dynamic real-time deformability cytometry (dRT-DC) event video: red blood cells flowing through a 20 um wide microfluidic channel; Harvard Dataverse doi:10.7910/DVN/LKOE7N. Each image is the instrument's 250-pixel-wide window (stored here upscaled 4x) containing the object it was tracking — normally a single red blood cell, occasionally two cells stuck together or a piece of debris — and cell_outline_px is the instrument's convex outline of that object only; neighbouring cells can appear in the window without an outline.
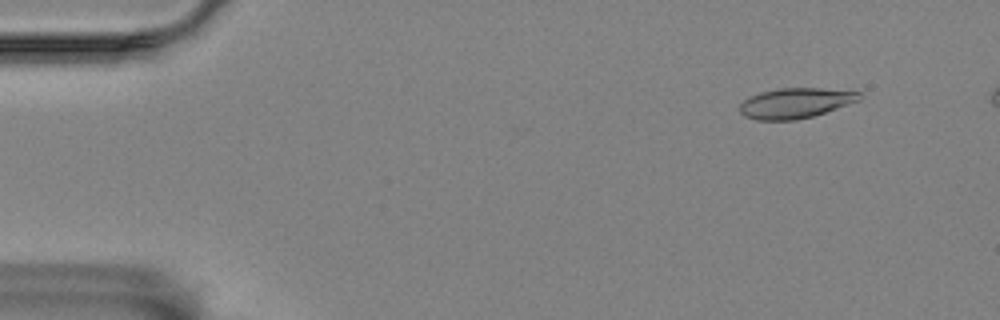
{"species": "Egyptian fruit bat (a non-hibernating species)", "species_latin": "Rousettus aegyptiacus", "temperature_condition": "room temperature", "stored_images_in_passage": 21, "camera_frame_rate_fps": 3000, "um_per_image_px": 0.085, "animal": {"sex": "female"}, "frame": {"image": 1, "passage_image": 6, "time_ms": 1.667, "image_size_px": [1000, 320], "cell_outline_px": [[860, 100], [812, 116], [796, 120], [756, 120], [744, 116], [740, 112], [740, 104], [748, 96], [760, 92], [776, 88], [820, 88], [860, 92]], "centroid_in_image_um": [67.55, 8.76], "position_along_channel_um": 17.4, "area_um2": 20.98}}
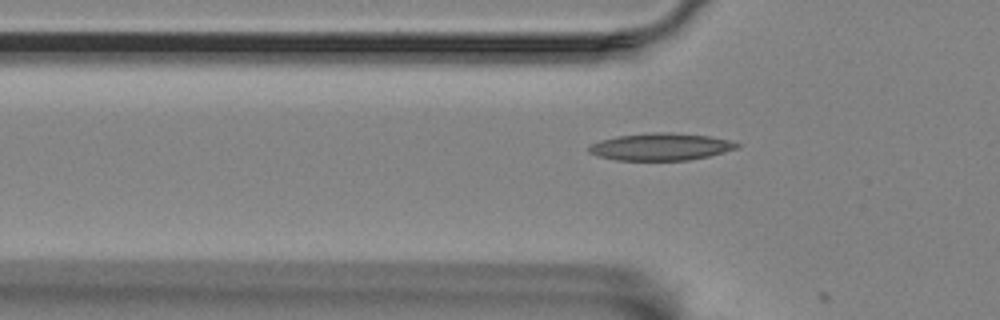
{"frame": {"image": 2, "passage_image": 19, "time_ms": 6.0, "image_size_px": [1000, 320], "cell_outline_px": [[740, 148], [708, 156], [688, 160], [616, 160], [596, 156], [588, 152], [588, 144], [600, 140], [616, 136], [652, 132], [672, 132], [708, 136], [728, 140], [740, 144]], "centroid_in_image_um": [56.12, 12.47], "position_along_channel_um": 69.7, "area_um2": 23.64}}